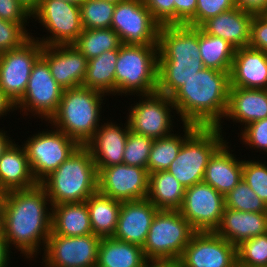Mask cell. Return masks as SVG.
Masks as SVG:
<instances>
[{"instance_id": "obj_38", "label": "cell", "mask_w": 267, "mask_h": 267, "mask_svg": "<svg viewBox=\"0 0 267 267\" xmlns=\"http://www.w3.org/2000/svg\"><path fill=\"white\" fill-rule=\"evenodd\" d=\"M225 208L242 212H267V204L241 179V181L224 196Z\"/></svg>"}, {"instance_id": "obj_53", "label": "cell", "mask_w": 267, "mask_h": 267, "mask_svg": "<svg viewBox=\"0 0 267 267\" xmlns=\"http://www.w3.org/2000/svg\"><path fill=\"white\" fill-rule=\"evenodd\" d=\"M19 3L32 15L40 6L41 0H18Z\"/></svg>"}, {"instance_id": "obj_12", "label": "cell", "mask_w": 267, "mask_h": 267, "mask_svg": "<svg viewBox=\"0 0 267 267\" xmlns=\"http://www.w3.org/2000/svg\"><path fill=\"white\" fill-rule=\"evenodd\" d=\"M137 96H142V101L139 100V103L136 102L134 106H130V112L127 115L130 131L152 139L172 135L174 119L171 111L176 108L171 97L157 91Z\"/></svg>"}, {"instance_id": "obj_35", "label": "cell", "mask_w": 267, "mask_h": 267, "mask_svg": "<svg viewBox=\"0 0 267 267\" xmlns=\"http://www.w3.org/2000/svg\"><path fill=\"white\" fill-rule=\"evenodd\" d=\"M184 136L172 134L170 136L154 139L147 170L149 173L166 171L170 164L175 160L184 141L198 128L193 124H183Z\"/></svg>"}, {"instance_id": "obj_48", "label": "cell", "mask_w": 267, "mask_h": 267, "mask_svg": "<svg viewBox=\"0 0 267 267\" xmlns=\"http://www.w3.org/2000/svg\"><path fill=\"white\" fill-rule=\"evenodd\" d=\"M175 25L196 27L197 0H174Z\"/></svg>"}, {"instance_id": "obj_52", "label": "cell", "mask_w": 267, "mask_h": 267, "mask_svg": "<svg viewBox=\"0 0 267 267\" xmlns=\"http://www.w3.org/2000/svg\"><path fill=\"white\" fill-rule=\"evenodd\" d=\"M140 267H175L168 261L147 259Z\"/></svg>"}, {"instance_id": "obj_2", "label": "cell", "mask_w": 267, "mask_h": 267, "mask_svg": "<svg viewBox=\"0 0 267 267\" xmlns=\"http://www.w3.org/2000/svg\"><path fill=\"white\" fill-rule=\"evenodd\" d=\"M230 73L203 68L172 96L183 124L223 129L221 118L228 108Z\"/></svg>"}, {"instance_id": "obj_28", "label": "cell", "mask_w": 267, "mask_h": 267, "mask_svg": "<svg viewBox=\"0 0 267 267\" xmlns=\"http://www.w3.org/2000/svg\"><path fill=\"white\" fill-rule=\"evenodd\" d=\"M51 210L52 233L72 237L93 233L86 202L52 205Z\"/></svg>"}, {"instance_id": "obj_45", "label": "cell", "mask_w": 267, "mask_h": 267, "mask_svg": "<svg viewBox=\"0 0 267 267\" xmlns=\"http://www.w3.org/2000/svg\"><path fill=\"white\" fill-rule=\"evenodd\" d=\"M153 19L160 25H175L174 0H142Z\"/></svg>"}, {"instance_id": "obj_13", "label": "cell", "mask_w": 267, "mask_h": 267, "mask_svg": "<svg viewBox=\"0 0 267 267\" xmlns=\"http://www.w3.org/2000/svg\"><path fill=\"white\" fill-rule=\"evenodd\" d=\"M101 238L95 234L62 236L50 233L44 251V267H95Z\"/></svg>"}, {"instance_id": "obj_37", "label": "cell", "mask_w": 267, "mask_h": 267, "mask_svg": "<svg viewBox=\"0 0 267 267\" xmlns=\"http://www.w3.org/2000/svg\"><path fill=\"white\" fill-rule=\"evenodd\" d=\"M79 6L83 29L111 28L115 3L105 0H84Z\"/></svg>"}, {"instance_id": "obj_25", "label": "cell", "mask_w": 267, "mask_h": 267, "mask_svg": "<svg viewBox=\"0 0 267 267\" xmlns=\"http://www.w3.org/2000/svg\"><path fill=\"white\" fill-rule=\"evenodd\" d=\"M228 143L225 141L210 157L203 178L204 183L224 196L241 181L243 171V160L230 153Z\"/></svg>"}, {"instance_id": "obj_33", "label": "cell", "mask_w": 267, "mask_h": 267, "mask_svg": "<svg viewBox=\"0 0 267 267\" xmlns=\"http://www.w3.org/2000/svg\"><path fill=\"white\" fill-rule=\"evenodd\" d=\"M118 54L119 49H115L88 60L82 86L100 91L105 95L113 93L115 96V65Z\"/></svg>"}, {"instance_id": "obj_19", "label": "cell", "mask_w": 267, "mask_h": 267, "mask_svg": "<svg viewBox=\"0 0 267 267\" xmlns=\"http://www.w3.org/2000/svg\"><path fill=\"white\" fill-rule=\"evenodd\" d=\"M159 211L147 198L123 201L113 237L143 247L152 221Z\"/></svg>"}, {"instance_id": "obj_7", "label": "cell", "mask_w": 267, "mask_h": 267, "mask_svg": "<svg viewBox=\"0 0 267 267\" xmlns=\"http://www.w3.org/2000/svg\"><path fill=\"white\" fill-rule=\"evenodd\" d=\"M218 127H198L182 144L167 171L185 187L203 182L213 153L226 141Z\"/></svg>"}, {"instance_id": "obj_36", "label": "cell", "mask_w": 267, "mask_h": 267, "mask_svg": "<svg viewBox=\"0 0 267 267\" xmlns=\"http://www.w3.org/2000/svg\"><path fill=\"white\" fill-rule=\"evenodd\" d=\"M74 45L90 60L106 51L119 49L122 42L111 28L84 29Z\"/></svg>"}, {"instance_id": "obj_30", "label": "cell", "mask_w": 267, "mask_h": 267, "mask_svg": "<svg viewBox=\"0 0 267 267\" xmlns=\"http://www.w3.org/2000/svg\"><path fill=\"white\" fill-rule=\"evenodd\" d=\"M185 187L166 171L149 173L147 199L159 210H179L182 207Z\"/></svg>"}, {"instance_id": "obj_26", "label": "cell", "mask_w": 267, "mask_h": 267, "mask_svg": "<svg viewBox=\"0 0 267 267\" xmlns=\"http://www.w3.org/2000/svg\"><path fill=\"white\" fill-rule=\"evenodd\" d=\"M224 118L242 123V127L267 118V89L230 87Z\"/></svg>"}, {"instance_id": "obj_24", "label": "cell", "mask_w": 267, "mask_h": 267, "mask_svg": "<svg viewBox=\"0 0 267 267\" xmlns=\"http://www.w3.org/2000/svg\"><path fill=\"white\" fill-rule=\"evenodd\" d=\"M253 14L235 7L209 18L200 27L212 36L228 41L235 49L248 47Z\"/></svg>"}, {"instance_id": "obj_20", "label": "cell", "mask_w": 267, "mask_h": 267, "mask_svg": "<svg viewBox=\"0 0 267 267\" xmlns=\"http://www.w3.org/2000/svg\"><path fill=\"white\" fill-rule=\"evenodd\" d=\"M122 127L116 123L107 122L97 129L94 136L85 144L99 173L103 168L122 164L125 144L130 128L128 121Z\"/></svg>"}, {"instance_id": "obj_10", "label": "cell", "mask_w": 267, "mask_h": 267, "mask_svg": "<svg viewBox=\"0 0 267 267\" xmlns=\"http://www.w3.org/2000/svg\"><path fill=\"white\" fill-rule=\"evenodd\" d=\"M31 37L20 47L0 53V88L15 106L23 97L43 45Z\"/></svg>"}, {"instance_id": "obj_16", "label": "cell", "mask_w": 267, "mask_h": 267, "mask_svg": "<svg viewBox=\"0 0 267 267\" xmlns=\"http://www.w3.org/2000/svg\"><path fill=\"white\" fill-rule=\"evenodd\" d=\"M225 208L224 195L204 182L185 188L182 216L196 232L215 231Z\"/></svg>"}, {"instance_id": "obj_40", "label": "cell", "mask_w": 267, "mask_h": 267, "mask_svg": "<svg viewBox=\"0 0 267 267\" xmlns=\"http://www.w3.org/2000/svg\"><path fill=\"white\" fill-rule=\"evenodd\" d=\"M154 139L129 131L125 144L123 163L147 169Z\"/></svg>"}, {"instance_id": "obj_8", "label": "cell", "mask_w": 267, "mask_h": 267, "mask_svg": "<svg viewBox=\"0 0 267 267\" xmlns=\"http://www.w3.org/2000/svg\"><path fill=\"white\" fill-rule=\"evenodd\" d=\"M32 174L40 183L56 170L79 146V144L58 129L33 134L23 144Z\"/></svg>"}, {"instance_id": "obj_3", "label": "cell", "mask_w": 267, "mask_h": 267, "mask_svg": "<svg viewBox=\"0 0 267 267\" xmlns=\"http://www.w3.org/2000/svg\"><path fill=\"white\" fill-rule=\"evenodd\" d=\"M40 184L45 188L51 206L85 202L98 191V172L89 149L85 145H79Z\"/></svg>"}, {"instance_id": "obj_44", "label": "cell", "mask_w": 267, "mask_h": 267, "mask_svg": "<svg viewBox=\"0 0 267 267\" xmlns=\"http://www.w3.org/2000/svg\"><path fill=\"white\" fill-rule=\"evenodd\" d=\"M235 7L234 0H197L196 27H200L209 18Z\"/></svg>"}, {"instance_id": "obj_31", "label": "cell", "mask_w": 267, "mask_h": 267, "mask_svg": "<svg viewBox=\"0 0 267 267\" xmlns=\"http://www.w3.org/2000/svg\"><path fill=\"white\" fill-rule=\"evenodd\" d=\"M145 260L141 246L108 237L101 238L95 267H140Z\"/></svg>"}, {"instance_id": "obj_57", "label": "cell", "mask_w": 267, "mask_h": 267, "mask_svg": "<svg viewBox=\"0 0 267 267\" xmlns=\"http://www.w3.org/2000/svg\"><path fill=\"white\" fill-rule=\"evenodd\" d=\"M105 1L112 2V3L117 4V3H119V2H121L123 0H105Z\"/></svg>"}, {"instance_id": "obj_42", "label": "cell", "mask_w": 267, "mask_h": 267, "mask_svg": "<svg viewBox=\"0 0 267 267\" xmlns=\"http://www.w3.org/2000/svg\"><path fill=\"white\" fill-rule=\"evenodd\" d=\"M26 25L0 19V53L20 47L31 37Z\"/></svg>"}, {"instance_id": "obj_1", "label": "cell", "mask_w": 267, "mask_h": 267, "mask_svg": "<svg viewBox=\"0 0 267 267\" xmlns=\"http://www.w3.org/2000/svg\"><path fill=\"white\" fill-rule=\"evenodd\" d=\"M0 204L2 234L9 249L13 244L26 258H35L40 245L45 249L51 233L52 211L46 207L51 203L45 188L38 183L27 189L4 192L0 194Z\"/></svg>"}, {"instance_id": "obj_6", "label": "cell", "mask_w": 267, "mask_h": 267, "mask_svg": "<svg viewBox=\"0 0 267 267\" xmlns=\"http://www.w3.org/2000/svg\"><path fill=\"white\" fill-rule=\"evenodd\" d=\"M195 232L179 210H159L142 247L144 255L175 265Z\"/></svg>"}, {"instance_id": "obj_17", "label": "cell", "mask_w": 267, "mask_h": 267, "mask_svg": "<svg viewBox=\"0 0 267 267\" xmlns=\"http://www.w3.org/2000/svg\"><path fill=\"white\" fill-rule=\"evenodd\" d=\"M149 172L146 168L116 164L98 173V191L119 201H136L147 198Z\"/></svg>"}, {"instance_id": "obj_21", "label": "cell", "mask_w": 267, "mask_h": 267, "mask_svg": "<svg viewBox=\"0 0 267 267\" xmlns=\"http://www.w3.org/2000/svg\"><path fill=\"white\" fill-rule=\"evenodd\" d=\"M230 87L267 89V53L250 47L237 48L230 71Z\"/></svg>"}, {"instance_id": "obj_29", "label": "cell", "mask_w": 267, "mask_h": 267, "mask_svg": "<svg viewBox=\"0 0 267 267\" xmlns=\"http://www.w3.org/2000/svg\"><path fill=\"white\" fill-rule=\"evenodd\" d=\"M203 68L201 59H158L157 92L171 97L186 81Z\"/></svg>"}, {"instance_id": "obj_39", "label": "cell", "mask_w": 267, "mask_h": 267, "mask_svg": "<svg viewBox=\"0 0 267 267\" xmlns=\"http://www.w3.org/2000/svg\"><path fill=\"white\" fill-rule=\"evenodd\" d=\"M237 267H267V233L237 246Z\"/></svg>"}, {"instance_id": "obj_41", "label": "cell", "mask_w": 267, "mask_h": 267, "mask_svg": "<svg viewBox=\"0 0 267 267\" xmlns=\"http://www.w3.org/2000/svg\"><path fill=\"white\" fill-rule=\"evenodd\" d=\"M242 179L267 204V165L262 161H243Z\"/></svg>"}, {"instance_id": "obj_50", "label": "cell", "mask_w": 267, "mask_h": 267, "mask_svg": "<svg viewBox=\"0 0 267 267\" xmlns=\"http://www.w3.org/2000/svg\"><path fill=\"white\" fill-rule=\"evenodd\" d=\"M10 256V249L7 245V241L3 235H0V267H8Z\"/></svg>"}, {"instance_id": "obj_51", "label": "cell", "mask_w": 267, "mask_h": 267, "mask_svg": "<svg viewBox=\"0 0 267 267\" xmlns=\"http://www.w3.org/2000/svg\"><path fill=\"white\" fill-rule=\"evenodd\" d=\"M10 110L14 111L15 106L5 96V94L3 93V90L0 88V117H3V115L5 116L6 113L8 114V112H10Z\"/></svg>"}, {"instance_id": "obj_23", "label": "cell", "mask_w": 267, "mask_h": 267, "mask_svg": "<svg viewBox=\"0 0 267 267\" xmlns=\"http://www.w3.org/2000/svg\"><path fill=\"white\" fill-rule=\"evenodd\" d=\"M231 244L267 233V212H242L224 208L219 226L214 231Z\"/></svg>"}, {"instance_id": "obj_9", "label": "cell", "mask_w": 267, "mask_h": 267, "mask_svg": "<svg viewBox=\"0 0 267 267\" xmlns=\"http://www.w3.org/2000/svg\"><path fill=\"white\" fill-rule=\"evenodd\" d=\"M31 16L51 34L46 39L36 37L43 46L74 44L84 30L80 6L64 0H41Z\"/></svg>"}, {"instance_id": "obj_47", "label": "cell", "mask_w": 267, "mask_h": 267, "mask_svg": "<svg viewBox=\"0 0 267 267\" xmlns=\"http://www.w3.org/2000/svg\"><path fill=\"white\" fill-rule=\"evenodd\" d=\"M31 14L19 3L18 0H0V19L26 23Z\"/></svg>"}, {"instance_id": "obj_5", "label": "cell", "mask_w": 267, "mask_h": 267, "mask_svg": "<svg viewBox=\"0 0 267 267\" xmlns=\"http://www.w3.org/2000/svg\"><path fill=\"white\" fill-rule=\"evenodd\" d=\"M157 86L158 45L122 44L115 65V95L151 94Z\"/></svg>"}, {"instance_id": "obj_11", "label": "cell", "mask_w": 267, "mask_h": 267, "mask_svg": "<svg viewBox=\"0 0 267 267\" xmlns=\"http://www.w3.org/2000/svg\"><path fill=\"white\" fill-rule=\"evenodd\" d=\"M122 44L158 45L160 25L153 19L142 0H123L116 4L111 23Z\"/></svg>"}, {"instance_id": "obj_56", "label": "cell", "mask_w": 267, "mask_h": 267, "mask_svg": "<svg viewBox=\"0 0 267 267\" xmlns=\"http://www.w3.org/2000/svg\"><path fill=\"white\" fill-rule=\"evenodd\" d=\"M0 235H3L2 234V207H1V204H0Z\"/></svg>"}, {"instance_id": "obj_18", "label": "cell", "mask_w": 267, "mask_h": 267, "mask_svg": "<svg viewBox=\"0 0 267 267\" xmlns=\"http://www.w3.org/2000/svg\"><path fill=\"white\" fill-rule=\"evenodd\" d=\"M41 57L47 62L51 75L63 89L83 85L88 59L74 44L43 46Z\"/></svg>"}, {"instance_id": "obj_55", "label": "cell", "mask_w": 267, "mask_h": 267, "mask_svg": "<svg viewBox=\"0 0 267 267\" xmlns=\"http://www.w3.org/2000/svg\"><path fill=\"white\" fill-rule=\"evenodd\" d=\"M64 1L75 4V5H80L84 0H64Z\"/></svg>"}, {"instance_id": "obj_32", "label": "cell", "mask_w": 267, "mask_h": 267, "mask_svg": "<svg viewBox=\"0 0 267 267\" xmlns=\"http://www.w3.org/2000/svg\"><path fill=\"white\" fill-rule=\"evenodd\" d=\"M85 202L93 234L100 238L113 237L122 201L112 199L97 191Z\"/></svg>"}, {"instance_id": "obj_46", "label": "cell", "mask_w": 267, "mask_h": 267, "mask_svg": "<svg viewBox=\"0 0 267 267\" xmlns=\"http://www.w3.org/2000/svg\"><path fill=\"white\" fill-rule=\"evenodd\" d=\"M248 47L267 53V14L253 15Z\"/></svg>"}, {"instance_id": "obj_54", "label": "cell", "mask_w": 267, "mask_h": 267, "mask_svg": "<svg viewBox=\"0 0 267 267\" xmlns=\"http://www.w3.org/2000/svg\"><path fill=\"white\" fill-rule=\"evenodd\" d=\"M6 135V132L0 129V157L7 150V148L13 143L14 140ZM10 139V140H9Z\"/></svg>"}, {"instance_id": "obj_27", "label": "cell", "mask_w": 267, "mask_h": 267, "mask_svg": "<svg viewBox=\"0 0 267 267\" xmlns=\"http://www.w3.org/2000/svg\"><path fill=\"white\" fill-rule=\"evenodd\" d=\"M24 146L12 143L0 157V194L37 185Z\"/></svg>"}, {"instance_id": "obj_34", "label": "cell", "mask_w": 267, "mask_h": 267, "mask_svg": "<svg viewBox=\"0 0 267 267\" xmlns=\"http://www.w3.org/2000/svg\"><path fill=\"white\" fill-rule=\"evenodd\" d=\"M235 50L228 41L207 34L199 27V52L204 68L230 73Z\"/></svg>"}, {"instance_id": "obj_22", "label": "cell", "mask_w": 267, "mask_h": 267, "mask_svg": "<svg viewBox=\"0 0 267 267\" xmlns=\"http://www.w3.org/2000/svg\"><path fill=\"white\" fill-rule=\"evenodd\" d=\"M195 58L199 52V27L190 25L160 26L158 33V59Z\"/></svg>"}, {"instance_id": "obj_14", "label": "cell", "mask_w": 267, "mask_h": 267, "mask_svg": "<svg viewBox=\"0 0 267 267\" xmlns=\"http://www.w3.org/2000/svg\"><path fill=\"white\" fill-rule=\"evenodd\" d=\"M63 90L51 75L47 62L40 57L33 65L25 93L15 109L48 121L59 107Z\"/></svg>"}, {"instance_id": "obj_15", "label": "cell", "mask_w": 267, "mask_h": 267, "mask_svg": "<svg viewBox=\"0 0 267 267\" xmlns=\"http://www.w3.org/2000/svg\"><path fill=\"white\" fill-rule=\"evenodd\" d=\"M175 267H237V246L214 231L195 232Z\"/></svg>"}, {"instance_id": "obj_4", "label": "cell", "mask_w": 267, "mask_h": 267, "mask_svg": "<svg viewBox=\"0 0 267 267\" xmlns=\"http://www.w3.org/2000/svg\"><path fill=\"white\" fill-rule=\"evenodd\" d=\"M104 96L100 91L83 86L64 89L59 107L48 123L79 145H85L100 127Z\"/></svg>"}, {"instance_id": "obj_49", "label": "cell", "mask_w": 267, "mask_h": 267, "mask_svg": "<svg viewBox=\"0 0 267 267\" xmlns=\"http://www.w3.org/2000/svg\"><path fill=\"white\" fill-rule=\"evenodd\" d=\"M235 6L253 15L267 14V0H234Z\"/></svg>"}, {"instance_id": "obj_43", "label": "cell", "mask_w": 267, "mask_h": 267, "mask_svg": "<svg viewBox=\"0 0 267 267\" xmlns=\"http://www.w3.org/2000/svg\"><path fill=\"white\" fill-rule=\"evenodd\" d=\"M243 129L240 138L245 145L267 152V118L251 122Z\"/></svg>"}]
</instances>
